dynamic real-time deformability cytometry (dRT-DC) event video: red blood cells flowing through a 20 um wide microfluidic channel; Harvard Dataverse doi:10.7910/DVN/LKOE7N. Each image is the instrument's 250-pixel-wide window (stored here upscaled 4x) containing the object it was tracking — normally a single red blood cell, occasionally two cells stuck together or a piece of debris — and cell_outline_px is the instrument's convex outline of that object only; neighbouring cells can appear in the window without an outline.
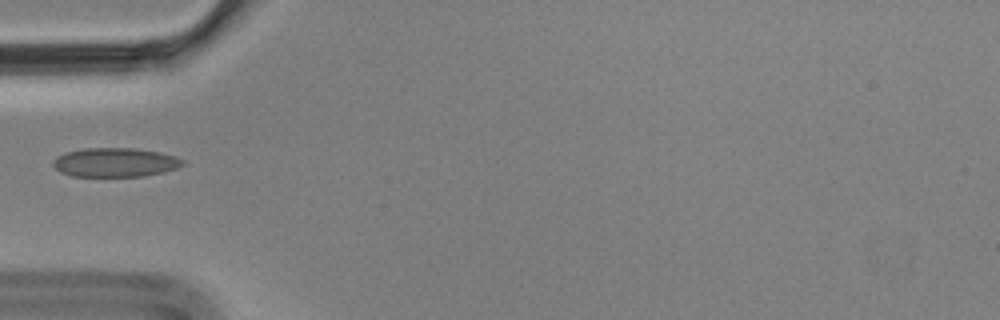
{"species": "Egyptian fruit bat (a non-hibernating species)", "species_latin": "Rousettus aegyptiacus", "temperature_condition": "cold", "stored_images_in_passage": 3, "camera_frame_rate_fps": 3000, "um_per_image_px": 0.085, "animal": {"sex": "male"}, "frame": {"image": 1, "passage_image": 1, "time_ms": 0.0, "image_size_px": [1000, 320], "cell_outline_px": [[184, 164], [176, 168], [164, 172], [144, 176], [72, 176], [60, 172], [52, 164], [52, 160], [56, 156], [64, 152], [84, 148], [136, 148], [160, 152], [176, 156], [184, 160]], "centroid_in_image_um": [9.77, 13.79], "position_along_channel_um": 75.2, "area_um2": 22.14}}
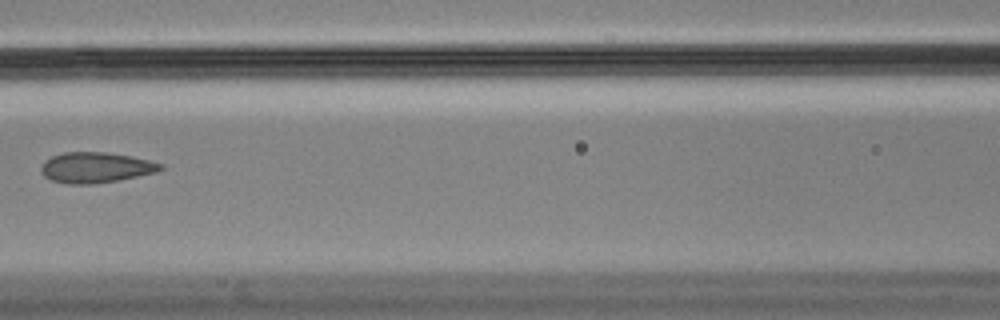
{"frame": {"image": 2, "passage_image": 3, "time_ms": 0.667, "image_size_px": [1000, 320], "cell_outline_px": [[164, 168], [156, 172], [116, 180], [92, 184], [64, 184], [52, 180], [44, 176], [40, 172], [40, 168], [44, 160], [52, 156], [64, 152], [104, 152], [132, 156], [164, 164]], "centroid_in_image_um": [8.1, 14.23], "position_along_channel_um": 158.5, "area_um2": 21.27}}